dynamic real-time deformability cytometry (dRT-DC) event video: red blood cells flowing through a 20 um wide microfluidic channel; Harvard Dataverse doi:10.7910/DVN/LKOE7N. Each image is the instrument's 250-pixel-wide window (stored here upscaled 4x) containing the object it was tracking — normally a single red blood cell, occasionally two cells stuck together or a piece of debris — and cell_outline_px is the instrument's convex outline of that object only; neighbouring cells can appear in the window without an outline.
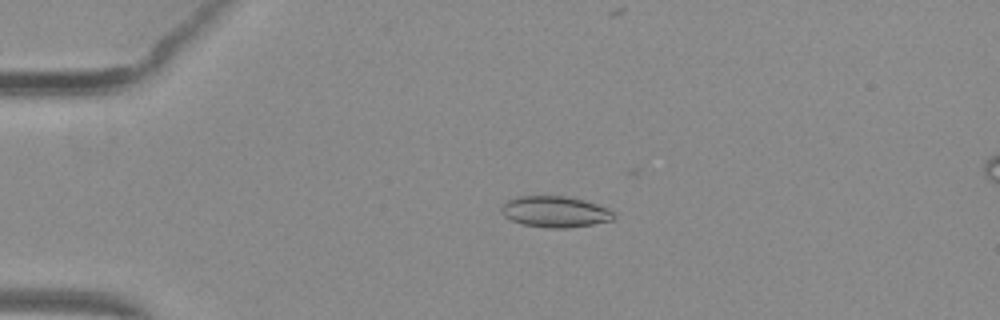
{"species": "common noctule bat (a hibernating species)", "species_latin": "Nyctalus noctula", "temperature_condition": "warm", "stored_images_in_passage": 48, "camera_frame_rate_fps": 3000, "um_per_image_px": 0.085, "animal": {"sex": "female", "body_mass_g": 29.2, "forearm_length_mm": 56.3}, "frame": {"image": 1, "passage_image": 7, "time_ms": 2.0, "image_size_px": [1000, 320], "cell_outline_px": [[616, 216], [612, 220], [592, 224], [568, 228], [544, 228], [524, 224], [512, 220], [504, 216], [500, 212], [500, 208], [508, 200], [520, 196], [568, 196], [584, 200], [608, 208]], "centroid_in_image_um": [47.18, 18.0], "position_along_channel_um": 37.8, "area_um2": 20.35}}
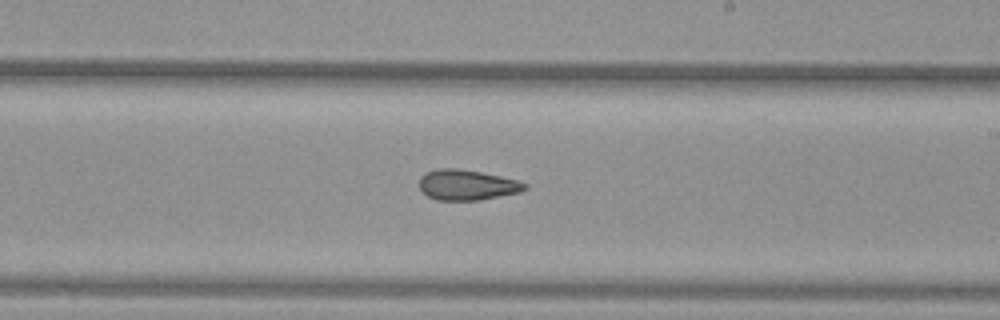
{"frame": {"image": 2, "passage_image": 26, "time_ms": 8.333, "image_size_px": [1000, 320], "cell_outline_px": [[528, 188], [520, 192], [480, 200], [436, 200], [428, 196], [420, 188], [420, 176], [424, 172], [436, 168], [456, 168], [480, 172], [500, 176], [516, 180], [528, 184]], "centroid_in_image_um": [39.68, 15.71], "position_along_channel_um": 249.3, "area_um2": 18.73}}
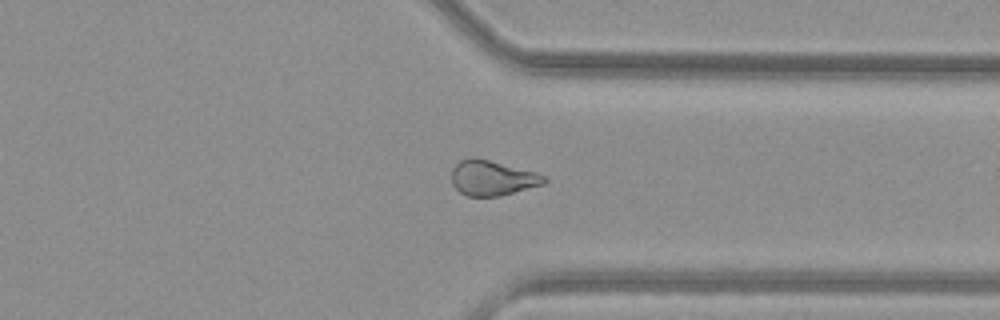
{"frame": {"image": 3, "passage_image": 35, "time_ms": 11.333, "image_size_px": [1000, 320], "cell_outline_px": [[548, 180], [544, 184], [500, 196], [468, 196], [460, 192], [452, 184], [452, 168], [460, 160], [468, 156], [472, 156], [536, 172], [548, 176]], "centroid_in_image_um": [41.85, 15.12], "position_along_channel_um": 369.5, "area_um2": 19.02}, "authors_computed_cell_mechanics": {"area_um2": 19.652, "velocity_mm_per_s": 4.0213, "shape_relaxation_time_tau1_ms": null, "shape_relaxation_time_tau2_ms": 3.5558, "deformation_change_tau1": null, "deformation_change_tau2": 0.1095}}